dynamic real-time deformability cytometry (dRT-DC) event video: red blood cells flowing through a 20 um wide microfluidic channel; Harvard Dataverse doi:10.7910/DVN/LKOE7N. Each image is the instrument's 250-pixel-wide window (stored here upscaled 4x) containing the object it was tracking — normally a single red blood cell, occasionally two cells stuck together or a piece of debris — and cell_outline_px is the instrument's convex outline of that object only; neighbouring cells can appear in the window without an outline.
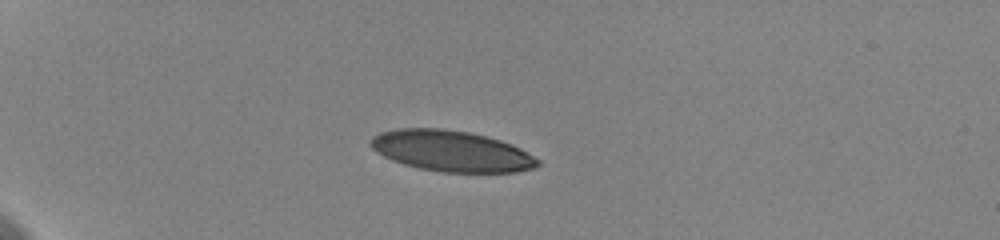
{"species": "human", "species_latin": "Homo sapiens", "temperature_condition": "cold", "stored_images_in_passage": 42, "camera_frame_rate_fps": 3000, "um_per_image_px": 0.085, "donor": {"sex": "female"}, "frame": {"image": 1, "passage_image": 1, "time_ms": 0.0, "image_size_px": [1000, 240], "cell_outline_px": [[540, 164], [536, 168], [516, 172], [444, 172], [420, 168], [404, 164], [392, 160], [376, 152], [368, 144], [368, 140], [372, 136], [380, 132], [396, 128], [444, 128], [468, 132], [500, 140], [512, 144], [520, 148], [540, 160]], "centroid_in_image_um": [38.34, 12.83], "position_along_channel_um": 46.7, "area_um2": 40.0}}
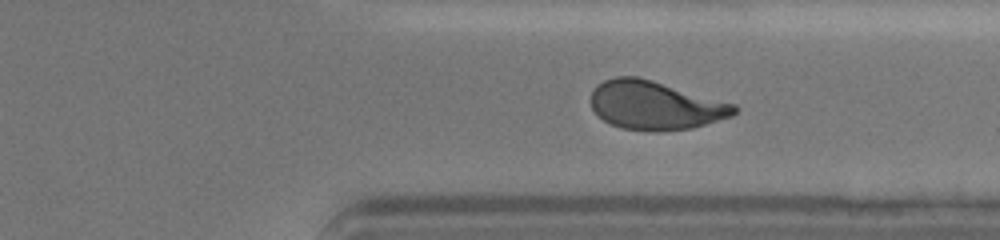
{"frame": {"image": 2, "passage_image": 31, "time_ms": 10.0, "image_size_px": [1000, 240], "cell_outline_px": [[740, 108], [732, 116], [692, 128], [656, 132], [620, 128], [604, 120], [592, 108], [592, 92], [596, 84], [604, 80], [616, 76], [636, 76], [652, 80], [736, 104]], "centroid_in_image_um": [55.71, 8.95], "position_along_channel_um": 355.7, "area_um2": 40.63}}
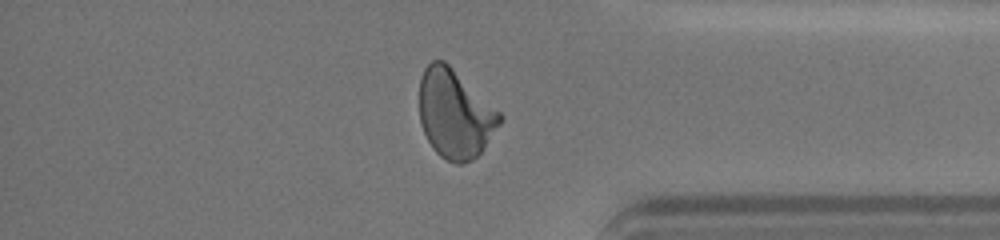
{"frame": {"image": 3, "passage_image": 35, "time_ms": 11.333, "image_size_px": [1000, 240], "cell_outline_px": [[504, 116], [500, 124], [484, 148], [472, 160], [464, 164], [456, 164], [440, 156], [432, 148], [420, 124], [420, 76], [424, 68], [432, 60], [444, 60], [500, 112]], "centroid_in_image_um": [38.66, 9.69], "position_along_channel_um": 396.5, "area_um2": 41.38}, "authors_computed_cell_mechanics": {"area_um2": 41.038, "velocity_mm_per_s": 3.5896, "shape_relaxation_time_tau1_ms": 5.5731, "shape_relaxation_time_tau2_ms": 1.0389, "deformation_change_tau1": 0.1997, "deformation_change_tau2": 0.0817}}